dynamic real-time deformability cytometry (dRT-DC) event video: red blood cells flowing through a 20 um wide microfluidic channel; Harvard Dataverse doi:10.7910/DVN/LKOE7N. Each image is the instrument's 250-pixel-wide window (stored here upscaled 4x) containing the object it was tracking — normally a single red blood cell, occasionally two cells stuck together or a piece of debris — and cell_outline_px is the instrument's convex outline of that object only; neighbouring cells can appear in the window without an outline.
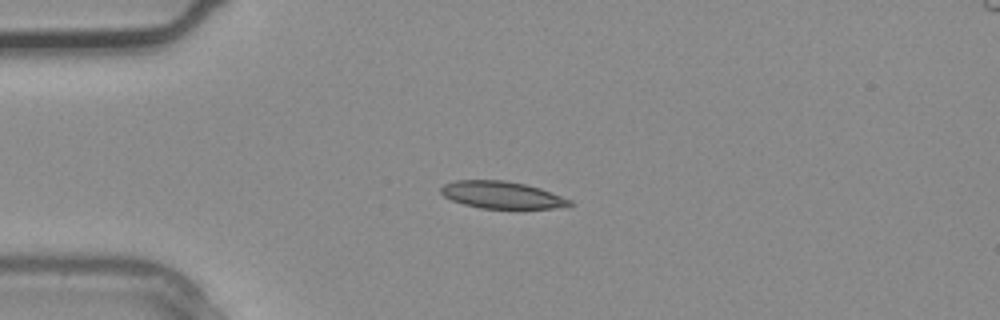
{"species": "common noctule bat (a hibernating species)", "species_latin": "Nyctalus noctula", "temperature_condition": "warm", "stored_images_in_passage": 1, "camera_frame_rate_fps": 3000, "um_per_image_px": 0.085, "animal": {"sex": "male", "body_mass_g": 20.4}, "frame": {"image": 1, "passage_image": 1, "time_ms": 0.0, "image_size_px": [1000, 320], "cell_outline_px": [[572, 204], [552, 208], [480, 208], [464, 204], [452, 200], [444, 196], [440, 192], [440, 188], [444, 184], [456, 180], [504, 180], [524, 184], [540, 188], [572, 200]], "centroid_in_image_um": [42.61, 16.56], "position_along_channel_um": 42.4, "area_um2": 20.11}}